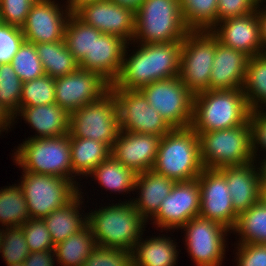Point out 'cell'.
<instances>
[{"label":"cell","instance_id":"obj_1","mask_svg":"<svg viewBox=\"0 0 266 266\" xmlns=\"http://www.w3.org/2000/svg\"><path fill=\"white\" fill-rule=\"evenodd\" d=\"M129 45L124 50L119 75L110 88L139 90L155 81L179 77L182 41L138 44L132 55L131 49L127 50Z\"/></svg>","mask_w":266,"mask_h":266},{"label":"cell","instance_id":"obj_2","mask_svg":"<svg viewBox=\"0 0 266 266\" xmlns=\"http://www.w3.org/2000/svg\"><path fill=\"white\" fill-rule=\"evenodd\" d=\"M131 199L87 213V225L97 246L134 250L143 231H146L147 221L138 213Z\"/></svg>","mask_w":266,"mask_h":266},{"label":"cell","instance_id":"obj_3","mask_svg":"<svg viewBox=\"0 0 266 266\" xmlns=\"http://www.w3.org/2000/svg\"><path fill=\"white\" fill-rule=\"evenodd\" d=\"M250 113L242 88L209 89L194 95L191 128L196 132L234 128L244 124Z\"/></svg>","mask_w":266,"mask_h":266},{"label":"cell","instance_id":"obj_4","mask_svg":"<svg viewBox=\"0 0 266 266\" xmlns=\"http://www.w3.org/2000/svg\"><path fill=\"white\" fill-rule=\"evenodd\" d=\"M203 169L199 136L191 127L173 128L161 137L154 172L180 182L197 178Z\"/></svg>","mask_w":266,"mask_h":266},{"label":"cell","instance_id":"obj_5","mask_svg":"<svg viewBox=\"0 0 266 266\" xmlns=\"http://www.w3.org/2000/svg\"><path fill=\"white\" fill-rule=\"evenodd\" d=\"M135 32L129 44H158L183 41L190 31L180 0H143L135 10Z\"/></svg>","mask_w":266,"mask_h":266},{"label":"cell","instance_id":"obj_6","mask_svg":"<svg viewBox=\"0 0 266 266\" xmlns=\"http://www.w3.org/2000/svg\"><path fill=\"white\" fill-rule=\"evenodd\" d=\"M13 161L23 172L63 177L71 180L77 187L71 165L70 134L25 139L15 149Z\"/></svg>","mask_w":266,"mask_h":266},{"label":"cell","instance_id":"obj_7","mask_svg":"<svg viewBox=\"0 0 266 266\" xmlns=\"http://www.w3.org/2000/svg\"><path fill=\"white\" fill-rule=\"evenodd\" d=\"M196 133L199 136L200 157L204 168L242 166L255 161L249 119L234 128Z\"/></svg>","mask_w":266,"mask_h":266},{"label":"cell","instance_id":"obj_8","mask_svg":"<svg viewBox=\"0 0 266 266\" xmlns=\"http://www.w3.org/2000/svg\"><path fill=\"white\" fill-rule=\"evenodd\" d=\"M119 131L118 106L110 90L98 101L70 114L69 134L72 137L104 142L112 148Z\"/></svg>","mask_w":266,"mask_h":266},{"label":"cell","instance_id":"obj_9","mask_svg":"<svg viewBox=\"0 0 266 266\" xmlns=\"http://www.w3.org/2000/svg\"><path fill=\"white\" fill-rule=\"evenodd\" d=\"M22 176L18 183L23 190L30 218L44 219L79 192V187L63 177L29 172H23Z\"/></svg>","mask_w":266,"mask_h":266},{"label":"cell","instance_id":"obj_10","mask_svg":"<svg viewBox=\"0 0 266 266\" xmlns=\"http://www.w3.org/2000/svg\"><path fill=\"white\" fill-rule=\"evenodd\" d=\"M215 55V36L210 31H189L182 41L179 78L195 95L209 90Z\"/></svg>","mask_w":266,"mask_h":266},{"label":"cell","instance_id":"obj_11","mask_svg":"<svg viewBox=\"0 0 266 266\" xmlns=\"http://www.w3.org/2000/svg\"><path fill=\"white\" fill-rule=\"evenodd\" d=\"M139 91L172 129L191 127L194 94L179 77L155 81Z\"/></svg>","mask_w":266,"mask_h":266},{"label":"cell","instance_id":"obj_12","mask_svg":"<svg viewBox=\"0 0 266 266\" xmlns=\"http://www.w3.org/2000/svg\"><path fill=\"white\" fill-rule=\"evenodd\" d=\"M181 229L186 231L184 245L196 266L223 264L228 239L226 237L231 233L229 229L201 216L190 219Z\"/></svg>","mask_w":266,"mask_h":266},{"label":"cell","instance_id":"obj_13","mask_svg":"<svg viewBox=\"0 0 266 266\" xmlns=\"http://www.w3.org/2000/svg\"><path fill=\"white\" fill-rule=\"evenodd\" d=\"M118 106L121 131L163 136L172 128L139 90L109 89Z\"/></svg>","mask_w":266,"mask_h":266},{"label":"cell","instance_id":"obj_14","mask_svg":"<svg viewBox=\"0 0 266 266\" xmlns=\"http://www.w3.org/2000/svg\"><path fill=\"white\" fill-rule=\"evenodd\" d=\"M200 213V186L197 178L175 182L158 212L151 218L153 225L163 232L182 228Z\"/></svg>","mask_w":266,"mask_h":266},{"label":"cell","instance_id":"obj_15","mask_svg":"<svg viewBox=\"0 0 266 266\" xmlns=\"http://www.w3.org/2000/svg\"><path fill=\"white\" fill-rule=\"evenodd\" d=\"M110 89L99 74L78 68L55 78V103L69 114L88 103L98 101Z\"/></svg>","mask_w":266,"mask_h":266},{"label":"cell","instance_id":"obj_16","mask_svg":"<svg viewBox=\"0 0 266 266\" xmlns=\"http://www.w3.org/2000/svg\"><path fill=\"white\" fill-rule=\"evenodd\" d=\"M70 15L66 4L63 9L56 0H35L21 27L24 40L34 44L64 40Z\"/></svg>","mask_w":266,"mask_h":266},{"label":"cell","instance_id":"obj_17","mask_svg":"<svg viewBox=\"0 0 266 266\" xmlns=\"http://www.w3.org/2000/svg\"><path fill=\"white\" fill-rule=\"evenodd\" d=\"M200 186L199 216L233 229L238 214L232 207L225 176L218 169L204 168L197 177Z\"/></svg>","mask_w":266,"mask_h":266},{"label":"cell","instance_id":"obj_18","mask_svg":"<svg viewBox=\"0 0 266 266\" xmlns=\"http://www.w3.org/2000/svg\"><path fill=\"white\" fill-rule=\"evenodd\" d=\"M75 15L101 33L116 35L127 43L135 32V10L111 0H102L82 6Z\"/></svg>","mask_w":266,"mask_h":266},{"label":"cell","instance_id":"obj_19","mask_svg":"<svg viewBox=\"0 0 266 266\" xmlns=\"http://www.w3.org/2000/svg\"><path fill=\"white\" fill-rule=\"evenodd\" d=\"M161 136L119 131L111 148V155L135 173L152 170Z\"/></svg>","mask_w":266,"mask_h":266},{"label":"cell","instance_id":"obj_20","mask_svg":"<svg viewBox=\"0 0 266 266\" xmlns=\"http://www.w3.org/2000/svg\"><path fill=\"white\" fill-rule=\"evenodd\" d=\"M210 32L221 44L243 52L249 58L265 53L260 40L257 8L244 16L218 22Z\"/></svg>","mask_w":266,"mask_h":266},{"label":"cell","instance_id":"obj_21","mask_svg":"<svg viewBox=\"0 0 266 266\" xmlns=\"http://www.w3.org/2000/svg\"><path fill=\"white\" fill-rule=\"evenodd\" d=\"M126 46L122 38L102 33L95 39L90 54L79 62V67L99 74L111 85L121 70Z\"/></svg>","mask_w":266,"mask_h":266},{"label":"cell","instance_id":"obj_22","mask_svg":"<svg viewBox=\"0 0 266 266\" xmlns=\"http://www.w3.org/2000/svg\"><path fill=\"white\" fill-rule=\"evenodd\" d=\"M218 170L226 178L232 207L237 214L248 210L262 199V182L257 161L242 166L222 167Z\"/></svg>","mask_w":266,"mask_h":266},{"label":"cell","instance_id":"obj_23","mask_svg":"<svg viewBox=\"0 0 266 266\" xmlns=\"http://www.w3.org/2000/svg\"><path fill=\"white\" fill-rule=\"evenodd\" d=\"M249 57L227 47L215 37V55L211 70L210 90H236L243 87Z\"/></svg>","mask_w":266,"mask_h":266},{"label":"cell","instance_id":"obj_24","mask_svg":"<svg viewBox=\"0 0 266 266\" xmlns=\"http://www.w3.org/2000/svg\"><path fill=\"white\" fill-rule=\"evenodd\" d=\"M17 116L24 118L37 133L27 139L49 138L69 133L70 114L56 103L22 107L14 115V119H19Z\"/></svg>","mask_w":266,"mask_h":266},{"label":"cell","instance_id":"obj_25","mask_svg":"<svg viewBox=\"0 0 266 266\" xmlns=\"http://www.w3.org/2000/svg\"><path fill=\"white\" fill-rule=\"evenodd\" d=\"M174 183L175 181L153 170L137 174L134 190L138 192V196L131 202L147 222L158 212L161 202L170 194Z\"/></svg>","mask_w":266,"mask_h":266},{"label":"cell","instance_id":"obj_26","mask_svg":"<svg viewBox=\"0 0 266 266\" xmlns=\"http://www.w3.org/2000/svg\"><path fill=\"white\" fill-rule=\"evenodd\" d=\"M81 190L80 187L79 192L68 203L53 210L43 219L54 246L66 240L71 234L79 232L87 224V213L81 212L84 202L82 200H85Z\"/></svg>","mask_w":266,"mask_h":266},{"label":"cell","instance_id":"obj_27","mask_svg":"<svg viewBox=\"0 0 266 266\" xmlns=\"http://www.w3.org/2000/svg\"><path fill=\"white\" fill-rule=\"evenodd\" d=\"M175 240L166 235L141 237L133 250V266H175L178 259V246Z\"/></svg>","mask_w":266,"mask_h":266},{"label":"cell","instance_id":"obj_28","mask_svg":"<svg viewBox=\"0 0 266 266\" xmlns=\"http://www.w3.org/2000/svg\"><path fill=\"white\" fill-rule=\"evenodd\" d=\"M70 149L73 174L80 177H88L95 167L111 155V148L106 143L71 135Z\"/></svg>","mask_w":266,"mask_h":266},{"label":"cell","instance_id":"obj_29","mask_svg":"<svg viewBox=\"0 0 266 266\" xmlns=\"http://www.w3.org/2000/svg\"><path fill=\"white\" fill-rule=\"evenodd\" d=\"M88 176L111 193L128 194L135 191L137 173L118 162L112 155L95 167Z\"/></svg>","mask_w":266,"mask_h":266},{"label":"cell","instance_id":"obj_30","mask_svg":"<svg viewBox=\"0 0 266 266\" xmlns=\"http://www.w3.org/2000/svg\"><path fill=\"white\" fill-rule=\"evenodd\" d=\"M45 75L53 78L71 74L79 68V62L70 53L65 40L35 44Z\"/></svg>","mask_w":266,"mask_h":266},{"label":"cell","instance_id":"obj_31","mask_svg":"<svg viewBox=\"0 0 266 266\" xmlns=\"http://www.w3.org/2000/svg\"><path fill=\"white\" fill-rule=\"evenodd\" d=\"M95 247V238L86 224L79 232L71 234L66 240L55 245L53 251L58 265L82 266Z\"/></svg>","mask_w":266,"mask_h":266},{"label":"cell","instance_id":"obj_32","mask_svg":"<svg viewBox=\"0 0 266 266\" xmlns=\"http://www.w3.org/2000/svg\"><path fill=\"white\" fill-rule=\"evenodd\" d=\"M231 233H238L237 243L266 244V202L261 199L238 214Z\"/></svg>","mask_w":266,"mask_h":266},{"label":"cell","instance_id":"obj_33","mask_svg":"<svg viewBox=\"0 0 266 266\" xmlns=\"http://www.w3.org/2000/svg\"><path fill=\"white\" fill-rule=\"evenodd\" d=\"M242 90L251 111L266 110V52L248 59Z\"/></svg>","mask_w":266,"mask_h":266},{"label":"cell","instance_id":"obj_34","mask_svg":"<svg viewBox=\"0 0 266 266\" xmlns=\"http://www.w3.org/2000/svg\"><path fill=\"white\" fill-rule=\"evenodd\" d=\"M30 215L23 190L19 184L6 186L0 190V227L21 226Z\"/></svg>","mask_w":266,"mask_h":266},{"label":"cell","instance_id":"obj_35","mask_svg":"<svg viewBox=\"0 0 266 266\" xmlns=\"http://www.w3.org/2000/svg\"><path fill=\"white\" fill-rule=\"evenodd\" d=\"M101 34L98 29L84 23L71 13L65 27L64 40L70 53L80 62L86 54H90L95 39Z\"/></svg>","mask_w":266,"mask_h":266},{"label":"cell","instance_id":"obj_36","mask_svg":"<svg viewBox=\"0 0 266 266\" xmlns=\"http://www.w3.org/2000/svg\"><path fill=\"white\" fill-rule=\"evenodd\" d=\"M218 0H180L183 20L190 31H210L216 25Z\"/></svg>","mask_w":266,"mask_h":266},{"label":"cell","instance_id":"obj_37","mask_svg":"<svg viewBox=\"0 0 266 266\" xmlns=\"http://www.w3.org/2000/svg\"><path fill=\"white\" fill-rule=\"evenodd\" d=\"M9 63L22 82L34 80L45 75L34 43L23 40Z\"/></svg>","mask_w":266,"mask_h":266},{"label":"cell","instance_id":"obj_38","mask_svg":"<svg viewBox=\"0 0 266 266\" xmlns=\"http://www.w3.org/2000/svg\"><path fill=\"white\" fill-rule=\"evenodd\" d=\"M55 103V78L44 75L40 78L23 82L19 102L22 107L48 105Z\"/></svg>","mask_w":266,"mask_h":266},{"label":"cell","instance_id":"obj_39","mask_svg":"<svg viewBox=\"0 0 266 266\" xmlns=\"http://www.w3.org/2000/svg\"><path fill=\"white\" fill-rule=\"evenodd\" d=\"M22 84L9 62L0 64V103L13 116L19 111Z\"/></svg>","mask_w":266,"mask_h":266},{"label":"cell","instance_id":"obj_40","mask_svg":"<svg viewBox=\"0 0 266 266\" xmlns=\"http://www.w3.org/2000/svg\"><path fill=\"white\" fill-rule=\"evenodd\" d=\"M1 256L7 265L24 262L30 254L21 226L4 228Z\"/></svg>","mask_w":266,"mask_h":266},{"label":"cell","instance_id":"obj_41","mask_svg":"<svg viewBox=\"0 0 266 266\" xmlns=\"http://www.w3.org/2000/svg\"><path fill=\"white\" fill-rule=\"evenodd\" d=\"M82 266H133V251L97 246Z\"/></svg>","mask_w":266,"mask_h":266},{"label":"cell","instance_id":"obj_42","mask_svg":"<svg viewBox=\"0 0 266 266\" xmlns=\"http://www.w3.org/2000/svg\"><path fill=\"white\" fill-rule=\"evenodd\" d=\"M30 252L54 250L51 234L43 219H28L21 225Z\"/></svg>","mask_w":266,"mask_h":266},{"label":"cell","instance_id":"obj_43","mask_svg":"<svg viewBox=\"0 0 266 266\" xmlns=\"http://www.w3.org/2000/svg\"><path fill=\"white\" fill-rule=\"evenodd\" d=\"M34 1L35 0H0L1 24L21 29Z\"/></svg>","mask_w":266,"mask_h":266},{"label":"cell","instance_id":"obj_44","mask_svg":"<svg viewBox=\"0 0 266 266\" xmlns=\"http://www.w3.org/2000/svg\"><path fill=\"white\" fill-rule=\"evenodd\" d=\"M249 123L251 126V140H252V154L254 160L260 159L259 153L263 150L262 153L266 155V111L258 110L251 111L249 115ZM260 147V148H259Z\"/></svg>","mask_w":266,"mask_h":266},{"label":"cell","instance_id":"obj_45","mask_svg":"<svg viewBox=\"0 0 266 266\" xmlns=\"http://www.w3.org/2000/svg\"><path fill=\"white\" fill-rule=\"evenodd\" d=\"M236 266H266V244L236 243Z\"/></svg>","mask_w":266,"mask_h":266},{"label":"cell","instance_id":"obj_46","mask_svg":"<svg viewBox=\"0 0 266 266\" xmlns=\"http://www.w3.org/2000/svg\"><path fill=\"white\" fill-rule=\"evenodd\" d=\"M23 40L20 28L0 24V62H9Z\"/></svg>","mask_w":266,"mask_h":266},{"label":"cell","instance_id":"obj_47","mask_svg":"<svg viewBox=\"0 0 266 266\" xmlns=\"http://www.w3.org/2000/svg\"><path fill=\"white\" fill-rule=\"evenodd\" d=\"M251 0H218L216 24L228 18L244 16L256 10Z\"/></svg>","mask_w":266,"mask_h":266},{"label":"cell","instance_id":"obj_48","mask_svg":"<svg viewBox=\"0 0 266 266\" xmlns=\"http://www.w3.org/2000/svg\"><path fill=\"white\" fill-rule=\"evenodd\" d=\"M53 250L30 252L24 260V266H55L56 258Z\"/></svg>","mask_w":266,"mask_h":266},{"label":"cell","instance_id":"obj_49","mask_svg":"<svg viewBox=\"0 0 266 266\" xmlns=\"http://www.w3.org/2000/svg\"><path fill=\"white\" fill-rule=\"evenodd\" d=\"M257 6V16L259 21V31H260V40L263 45V48L266 52V5L263 4Z\"/></svg>","mask_w":266,"mask_h":266},{"label":"cell","instance_id":"obj_50","mask_svg":"<svg viewBox=\"0 0 266 266\" xmlns=\"http://www.w3.org/2000/svg\"><path fill=\"white\" fill-rule=\"evenodd\" d=\"M13 122L17 123V121L15 122L14 116L0 103V135L5 132V130L7 132L11 129L10 126L14 125Z\"/></svg>","mask_w":266,"mask_h":266},{"label":"cell","instance_id":"obj_51","mask_svg":"<svg viewBox=\"0 0 266 266\" xmlns=\"http://www.w3.org/2000/svg\"><path fill=\"white\" fill-rule=\"evenodd\" d=\"M102 0H67L66 6L70 13L75 14L82 6Z\"/></svg>","mask_w":266,"mask_h":266},{"label":"cell","instance_id":"obj_52","mask_svg":"<svg viewBox=\"0 0 266 266\" xmlns=\"http://www.w3.org/2000/svg\"><path fill=\"white\" fill-rule=\"evenodd\" d=\"M111 1L118 3L122 6L129 7L133 10H136L140 6L143 0H111Z\"/></svg>","mask_w":266,"mask_h":266},{"label":"cell","instance_id":"obj_53","mask_svg":"<svg viewBox=\"0 0 266 266\" xmlns=\"http://www.w3.org/2000/svg\"><path fill=\"white\" fill-rule=\"evenodd\" d=\"M263 156L265 157L264 159L261 157V161H259V159L255 161H258V170L260 173L261 182H266V155Z\"/></svg>","mask_w":266,"mask_h":266},{"label":"cell","instance_id":"obj_54","mask_svg":"<svg viewBox=\"0 0 266 266\" xmlns=\"http://www.w3.org/2000/svg\"><path fill=\"white\" fill-rule=\"evenodd\" d=\"M262 199L266 202V182H262Z\"/></svg>","mask_w":266,"mask_h":266},{"label":"cell","instance_id":"obj_55","mask_svg":"<svg viewBox=\"0 0 266 266\" xmlns=\"http://www.w3.org/2000/svg\"><path fill=\"white\" fill-rule=\"evenodd\" d=\"M256 6L263 5V3L266 2V0H251Z\"/></svg>","mask_w":266,"mask_h":266},{"label":"cell","instance_id":"obj_56","mask_svg":"<svg viewBox=\"0 0 266 266\" xmlns=\"http://www.w3.org/2000/svg\"><path fill=\"white\" fill-rule=\"evenodd\" d=\"M3 237H4V228L0 229V250H1V245L3 243Z\"/></svg>","mask_w":266,"mask_h":266},{"label":"cell","instance_id":"obj_57","mask_svg":"<svg viewBox=\"0 0 266 266\" xmlns=\"http://www.w3.org/2000/svg\"><path fill=\"white\" fill-rule=\"evenodd\" d=\"M7 266H24V265H23V262H19V263L10 264Z\"/></svg>","mask_w":266,"mask_h":266}]
</instances>
